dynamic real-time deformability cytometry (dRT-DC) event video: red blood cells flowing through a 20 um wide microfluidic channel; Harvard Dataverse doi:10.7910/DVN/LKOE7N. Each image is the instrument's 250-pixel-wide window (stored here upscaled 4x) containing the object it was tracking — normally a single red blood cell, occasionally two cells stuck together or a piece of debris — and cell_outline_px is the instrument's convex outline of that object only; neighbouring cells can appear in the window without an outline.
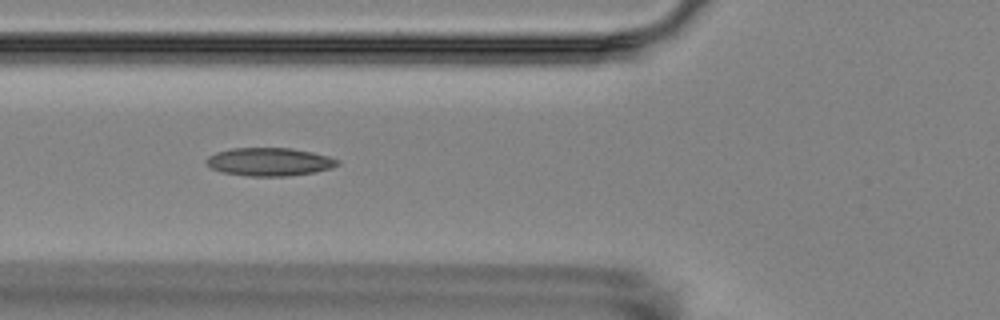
{"species": "Egyptian fruit bat (a non-hibernating species)", "species_latin": "Rousettus aegyptiacus", "temperature_condition": "room temperature", "stored_images_in_passage": 15, "camera_frame_rate_fps": 3000, "um_per_image_px": 0.085, "animal": {"sex": "female"}, "frame": {"image": 1, "passage_image": 5, "time_ms": 4.667, "image_size_px": [1000, 320], "cell_outline_px": [[340, 164], [332, 168], [312, 172], [284, 176], [248, 176], [220, 172], [212, 168], [204, 160], [208, 156], [216, 152], [232, 148], [292, 148], [312, 152], [328, 156], [340, 160]], "centroid_in_image_um": [22.89, 13.75], "position_along_channel_um": 102.9, "area_um2": 21.5}}
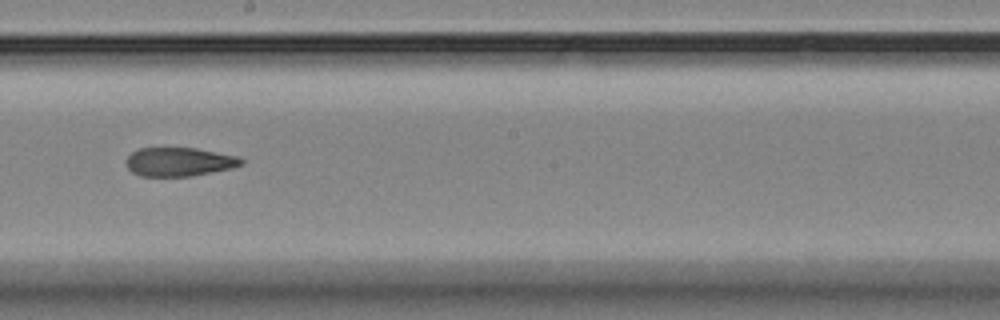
{"frame": {"image": 2, "passage_image": 8, "time_ms": 8.333, "image_size_px": [1000, 320], "cell_outline_px": [[244, 164], [232, 168], [192, 176], [140, 176], [132, 172], [128, 168], [128, 156], [132, 152], [140, 148], [196, 148], [236, 156], [244, 160]], "centroid_in_image_um": [15.25, 13.76], "position_along_channel_um": 232.9, "area_um2": 19.13}}
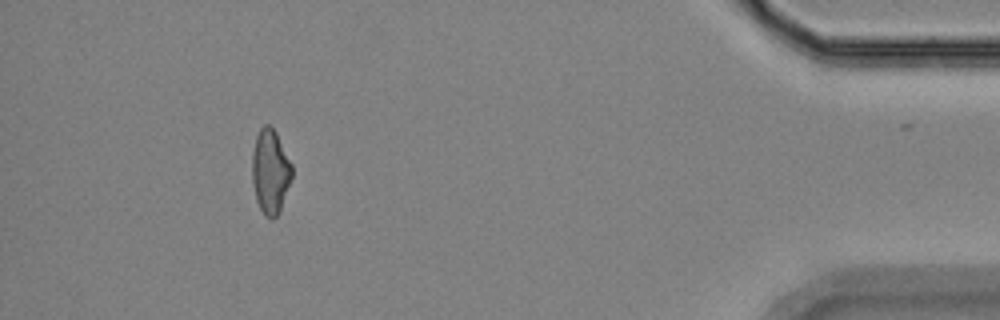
{"frame": {"image": 3, "passage_image": 14, "time_ms": 15.0, "image_size_px": [1000, 320], "cell_outline_px": [[292, 176], [280, 212], [272, 220], [264, 216], [256, 200], [252, 184], [252, 152], [256, 136], [260, 128], [264, 124], [268, 124], [276, 132], [292, 164]], "centroid_in_image_um": [22.97, 14.59], "position_along_channel_um": 412.2, "area_um2": 19.77}, "authors_computed_cell_mechanics": {"area_um2": 20.3456, "velocity_mm_per_s": 3.5397, "shape_relaxation_time_tau1_ms": null, "shape_relaxation_time_tau2_ms": 3.1866, "deformation_change_tau1": null, "deformation_change_tau2": 0.104}}